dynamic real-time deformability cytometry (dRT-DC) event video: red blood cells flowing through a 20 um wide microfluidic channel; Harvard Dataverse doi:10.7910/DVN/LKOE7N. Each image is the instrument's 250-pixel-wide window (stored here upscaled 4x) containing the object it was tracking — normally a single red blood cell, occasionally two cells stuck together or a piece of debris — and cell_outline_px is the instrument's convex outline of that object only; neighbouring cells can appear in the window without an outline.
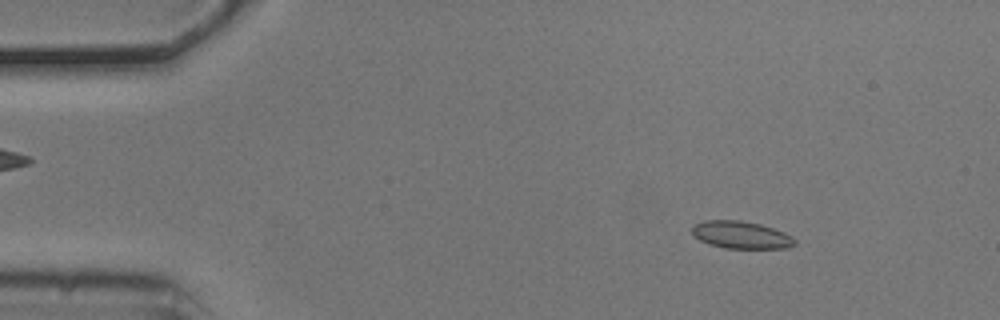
{"species": "common noctule bat (a hibernating species)", "species_latin": "Nyctalus noctula", "temperature_condition": "cold", "stored_images_in_passage": 49, "camera_frame_rate_fps": 3000, "um_per_image_px": 0.085, "animal": {"sex": "male", "body_mass_g": 20.5, "forearm_length_mm": 52.5}, "frame": {"image": 1, "passage_image": 2, "time_ms": 0.333, "image_size_px": [1000, 320], "cell_outline_px": [[796, 244], [788, 248], [724, 248], [708, 244], [692, 236], [692, 224], [704, 220], [740, 220], [760, 224], [784, 232], [792, 236], [796, 240]], "centroid_in_image_um": [62.96, 19.96], "position_along_channel_um": 22.0, "area_um2": 16.59}}
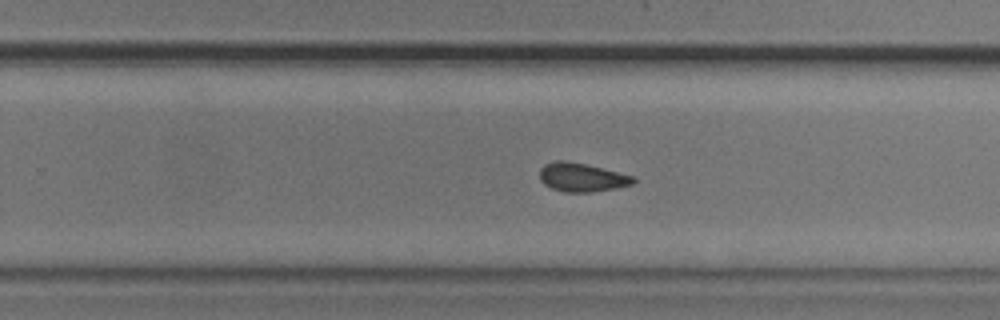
{"frame": {"image": 2, "passage_image": 29, "time_ms": 9.333, "image_size_px": [1000, 320], "cell_outline_px": [[636, 180], [632, 184], [616, 188], [592, 192], [564, 192], [552, 188], [544, 184], [540, 180], [540, 168], [544, 164], [556, 160], [568, 160], [632, 176]], "centroid_in_image_um": [49.4, 15.07], "position_along_channel_um": 280.4, "area_um2": 15.49}}
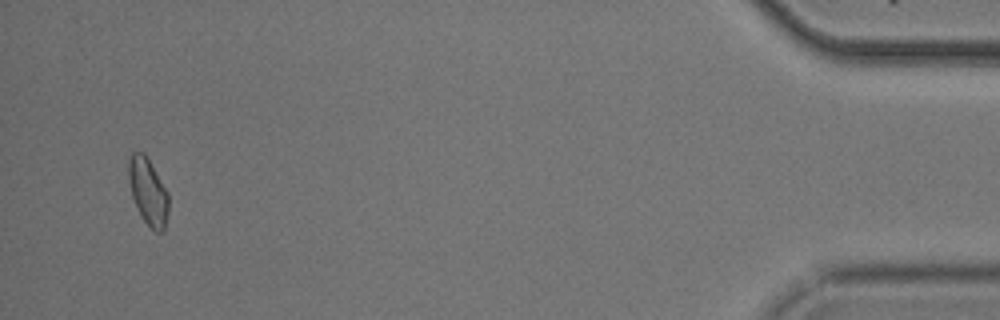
{"frame": {"image": 3, "passage_image": 47, "time_ms": 15.333, "image_size_px": [1000, 320], "cell_outline_px": [[168, 212], [164, 232], [156, 232], [144, 220], [132, 196], [128, 180], [128, 160], [132, 152], [144, 152], [168, 192]], "centroid_in_image_um": [12.59, 16.26], "position_along_channel_um": 422.6, "area_um2": 15.37}, "authors_computed_cell_mechanics": {"area_um2": 15.7794, "velocity_mm_per_s": 3.7163, "shape_relaxation_time_tau1_ms": null, "shape_relaxation_time_tau2_ms": 3.3573, "deformation_change_tau1": null, "deformation_change_tau2": 0.0805}}